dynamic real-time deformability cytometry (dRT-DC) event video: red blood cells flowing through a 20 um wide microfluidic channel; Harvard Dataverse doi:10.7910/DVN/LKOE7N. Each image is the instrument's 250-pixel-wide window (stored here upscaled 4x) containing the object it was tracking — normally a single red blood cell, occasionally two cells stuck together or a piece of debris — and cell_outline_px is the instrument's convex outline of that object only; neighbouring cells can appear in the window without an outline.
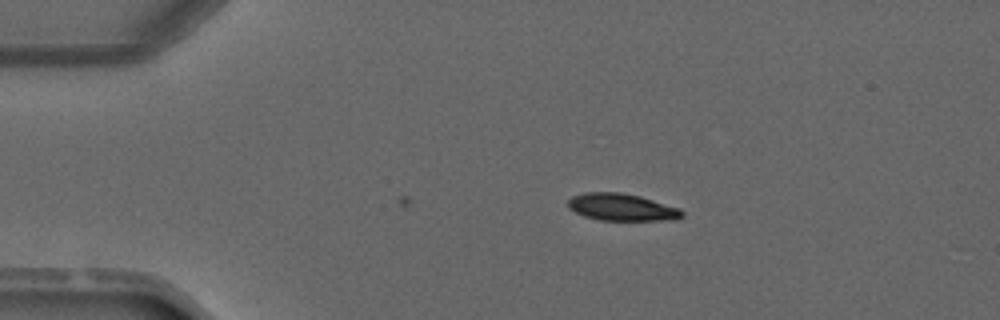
{"species": "common noctule bat (a hibernating species)", "species_latin": "Nyctalus noctula", "temperature_condition": "warm", "stored_images_in_passage": 3, "camera_frame_rate_fps": 3000, "um_per_image_px": 0.085, "animal": {"sex": "male", "forearm_length_mm": 52.5}, "frame": {"image": 1, "passage_image": 3, "time_ms": 2.0, "image_size_px": [1000, 320], "cell_outline_px": [[684, 216], [676, 220], [600, 220], [584, 216], [568, 208], [568, 200], [572, 196], [584, 192], [620, 192], [640, 196], [680, 208], [684, 212]], "centroid_in_image_um": [52.87, 17.61], "position_along_channel_um": 32.1, "area_um2": 18.15}}